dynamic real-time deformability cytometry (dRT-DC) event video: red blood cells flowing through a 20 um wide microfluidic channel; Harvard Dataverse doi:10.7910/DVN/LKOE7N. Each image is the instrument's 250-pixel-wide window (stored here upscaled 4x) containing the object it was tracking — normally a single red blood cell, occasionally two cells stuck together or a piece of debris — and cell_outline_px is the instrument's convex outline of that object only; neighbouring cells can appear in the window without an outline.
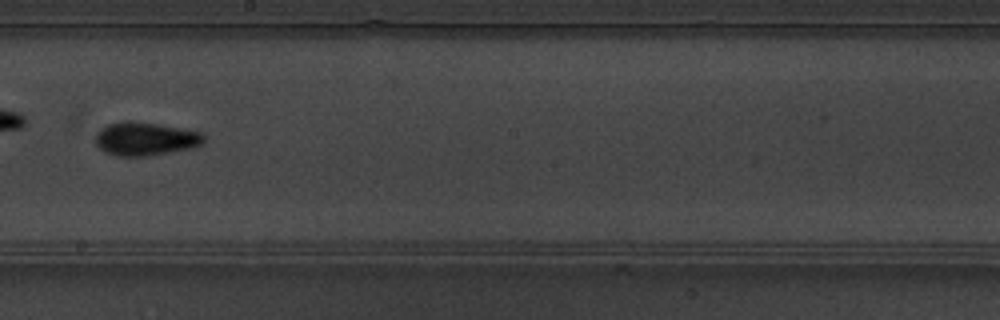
{"species": "common noctule bat (a hibernating species)", "species_latin": "Nyctalus noctula", "temperature_condition": "warm", "stored_images_in_passage": 11, "camera_frame_rate_fps": 3000, "um_per_image_px": 0.085, "animal": {"sex": "male", "body_mass_g": 19.5, "forearm_length_mm": 54.6}, "frame": {"image": 1, "passage_image": 10, "time_ms": 3.0, "image_size_px": [1000, 320], "cell_outline_px": [[204, 140], [200, 144], [192, 148], [148, 156], [116, 156], [104, 152], [96, 144], [96, 132], [100, 128], [108, 124], [124, 120], [128, 120], [156, 124], [204, 132]], "centroid_in_image_um": [12.33, 11.8], "position_along_channel_um": 235.9, "area_um2": 21.15}}
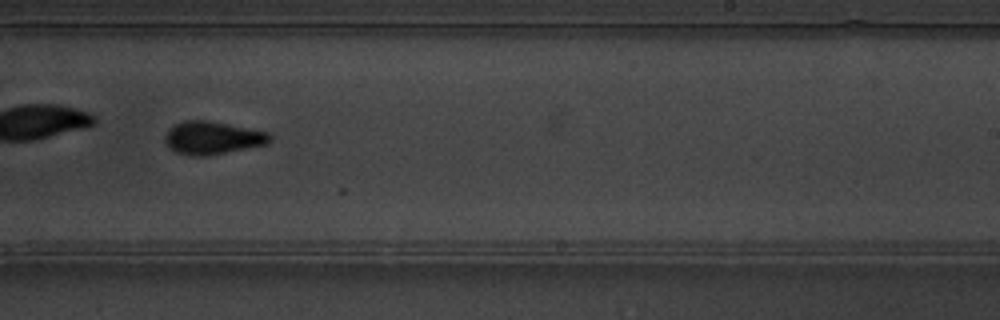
{"frame": {"image": 2, "passage_image": 11, "time_ms": 3.333, "image_size_px": [1000, 320], "cell_outline_px": [[272, 140], [268, 144], [208, 156], [192, 156], [176, 152], [168, 148], [164, 140], [164, 136], [168, 128], [184, 120], [204, 120], [268, 132], [272, 136]], "centroid_in_image_um": [18.03, 11.73], "position_along_channel_um": 271.0, "area_um2": 20.17}}